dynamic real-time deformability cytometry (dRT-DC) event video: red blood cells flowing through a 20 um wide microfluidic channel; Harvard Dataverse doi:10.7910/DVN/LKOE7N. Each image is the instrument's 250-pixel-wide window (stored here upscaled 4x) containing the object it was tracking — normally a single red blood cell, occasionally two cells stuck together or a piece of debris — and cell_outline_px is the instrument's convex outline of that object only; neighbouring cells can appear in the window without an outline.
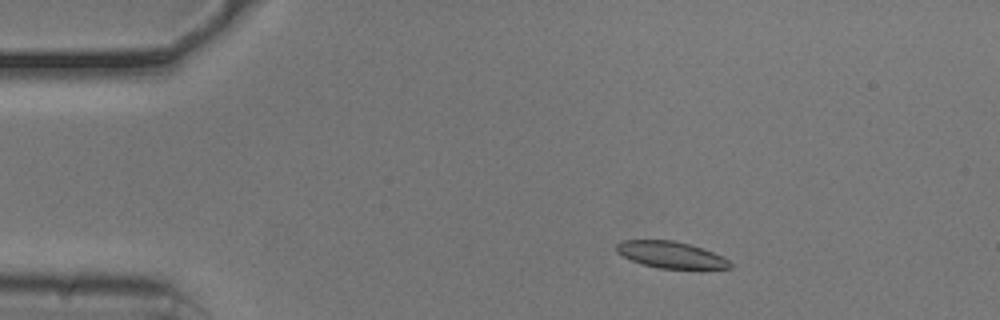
{"species": "common noctule bat (a hibernating species)", "species_latin": "Nyctalus noctula", "temperature_condition": "cold", "stored_images_in_passage": 52, "camera_frame_rate_fps": 3000, "um_per_image_px": 0.085, "animal": {"sex": "male", "body_mass_g": 20.5, "forearm_length_mm": 52.5}, "frame": {"image": 1, "passage_image": 7, "time_ms": 2.0, "image_size_px": [1000, 320], "cell_outline_px": [[732, 268], [660, 268], [644, 264], [632, 260], [616, 252], [616, 244], [620, 240], [672, 240], [688, 244], [712, 252], [728, 260], [732, 264]], "centroid_in_image_um": [56.97, 21.64], "position_along_channel_um": 28.0, "area_um2": 17.17}}
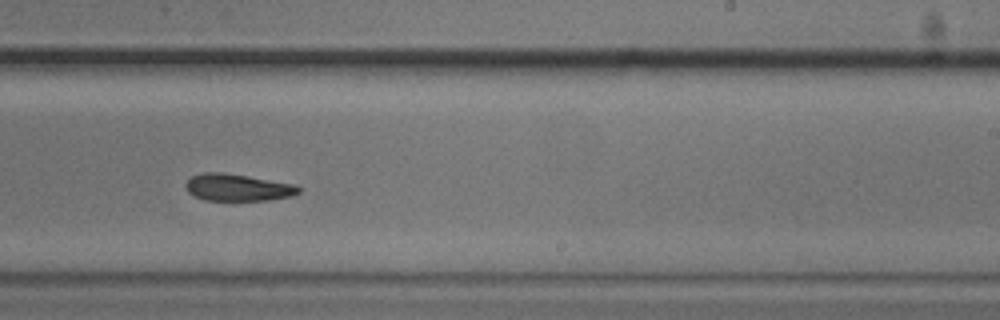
{"frame": {"image": 2, "passage_image": 31, "time_ms": 10.0, "image_size_px": [1000, 320], "cell_outline_px": [[300, 192], [292, 196], [268, 200], [204, 200], [192, 196], [188, 192], [184, 184], [192, 176], [204, 172], [224, 172], [296, 184], [300, 188]], "centroid_in_image_um": [20.19, 15.93], "position_along_channel_um": 268.8, "area_um2": 17.92}}
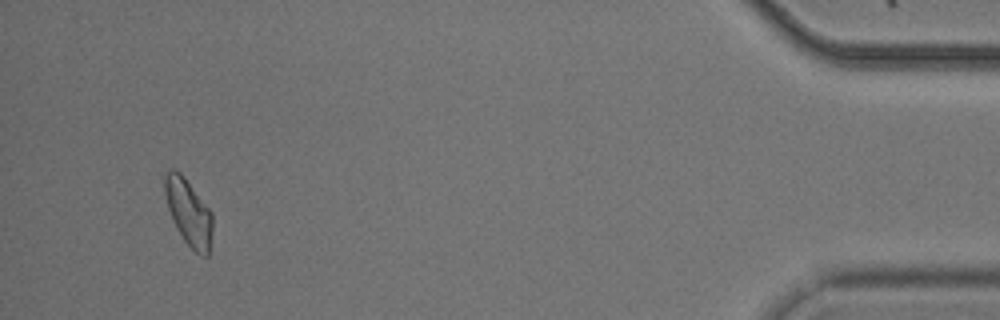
{"frame": {"image": 3, "passage_image": 49, "time_ms": 16.0, "image_size_px": [1000, 320], "cell_outline_px": [[212, 228], [208, 256], [204, 256], [196, 252], [184, 240], [176, 228], [172, 220], [168, 208], [164, 192], [164, 176], [172, 168], [180, 172], [184, 176], [212, 212]], "centroid_in_image_um": [16.02, 18.02], "position_along_channel_um": 419.2, "area_um2": 18.32}, "authors_computed_cell_mechanics": {"area_um2": 18.4382, "velocity_mm_per_s": 3.7344, "shape_relaxation_time_tau1_ms": 3.321, "shape_relaxation_time_tau2_ms": 4.3604, "deformation_change_tau1": 0.1012, "deformation_change_tau2": 0.1084}}